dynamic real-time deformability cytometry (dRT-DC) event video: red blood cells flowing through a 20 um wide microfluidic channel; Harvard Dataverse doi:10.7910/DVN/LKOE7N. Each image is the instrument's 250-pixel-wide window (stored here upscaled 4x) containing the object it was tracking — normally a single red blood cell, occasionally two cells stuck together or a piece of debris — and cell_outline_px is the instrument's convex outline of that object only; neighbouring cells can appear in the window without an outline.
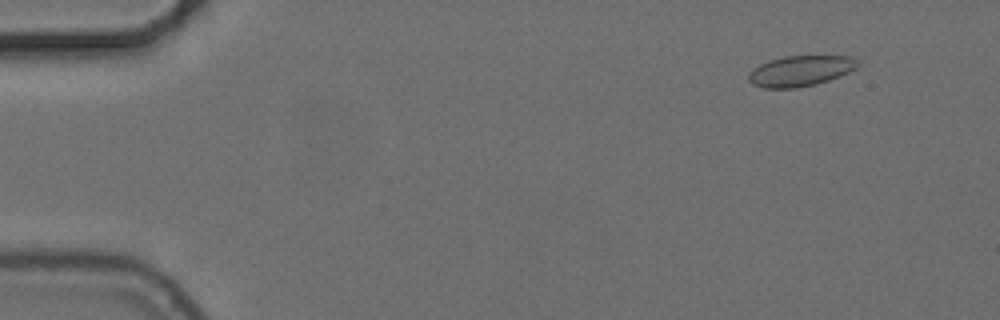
{"species": "common noctule bat (a hibernating species)", "species_latin": "Nyctalus noctula", "temperature_condition": "cold", "stored_images_in_passage": 56, "camera_frame_rate_fps": 3000, "um_per_image_px": 0.085, "animal": {"sex": "female", "body_mass_g": 24.6, "forearm_length_mm": 56.2}, "frame": {"image": 1, "passage_image": 6, "time_ms": 1.667, "image_size_px": [1000, 320], "cell_outline_px": [[860, 64], [856, 68], [840, 76], [816, 84], [796, 88], [764, 88], [752, 84], [748, 80], [748, 72], [752, 68], [768, 60], [784, 56], [852, 56], [860, 60]], "centroid_in_image_um": [68.03, 6.02], "position_along_channel_um": 17.0, "area_um2": 19.71}}
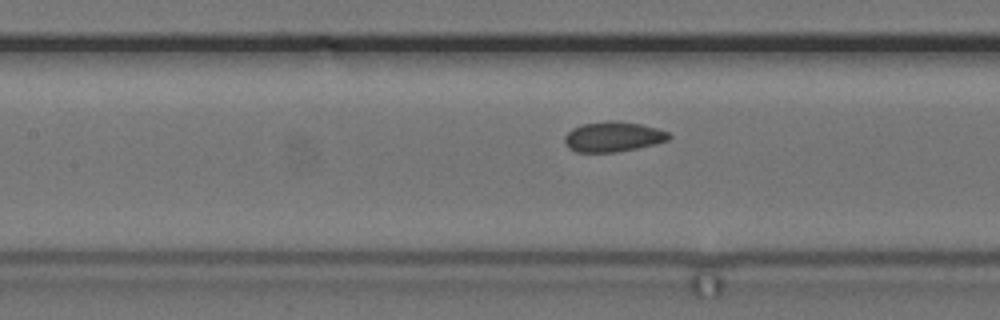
{"frame": {"image": 2, "passage_image": 26, "time_ms": 8.333, "image_size_px": [1000, 320], "cell_outline_px": [[672, 136], [668, 140], [656, 144], [616, 152], [576, 152], [568, 148], [564, 144], [564, 136], [572, 128], [584, 124], [608, 120], [616, 120], [640, 124], [656, 128], [668, 132]], "centroid_in_image_um": [52.09, 11.62], "position_along_channel_um": 155.3, "area_um2": 18.38}}
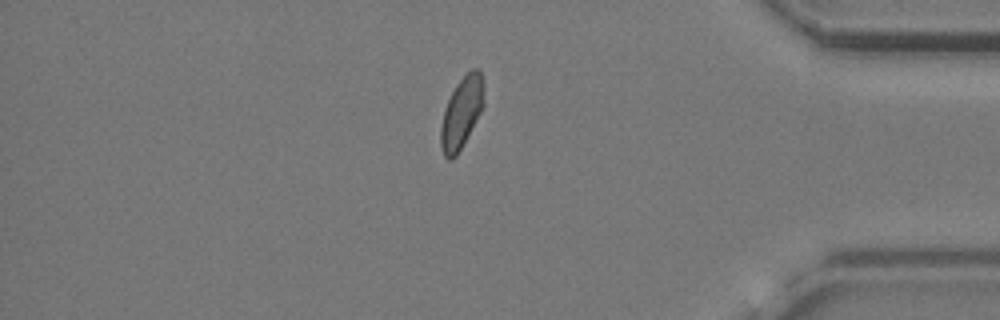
{"frame": {"image": 3, "passage_image": 48, "time_ms": 15.667, "image_size_px": [1000, 320], "cell_outline_px": [[484, 104], [480, 112], [456, 156], [452, 160], [448, 160], [444, 156], [440, 144], [440, 128], [444, 108], [456, 84], [472, 68], [480, 68], [484, 84]], "centroid_in_image_um": [39.23, 9.55], "position_along_channel_um": 396.0, "area_um2": 17.8}, "authors_computed_cell_mechanics": {"area_um2": 18.496, "velocity_mm_per_s": 3.6902, "shape_relaxation_time_tau1_ms": 5.5244, "shape_relaxation_time_tau2_ms": 1.5686, "deformation_change_tau1": 0.0831, "deformation_change_tau2": 0.0549}}